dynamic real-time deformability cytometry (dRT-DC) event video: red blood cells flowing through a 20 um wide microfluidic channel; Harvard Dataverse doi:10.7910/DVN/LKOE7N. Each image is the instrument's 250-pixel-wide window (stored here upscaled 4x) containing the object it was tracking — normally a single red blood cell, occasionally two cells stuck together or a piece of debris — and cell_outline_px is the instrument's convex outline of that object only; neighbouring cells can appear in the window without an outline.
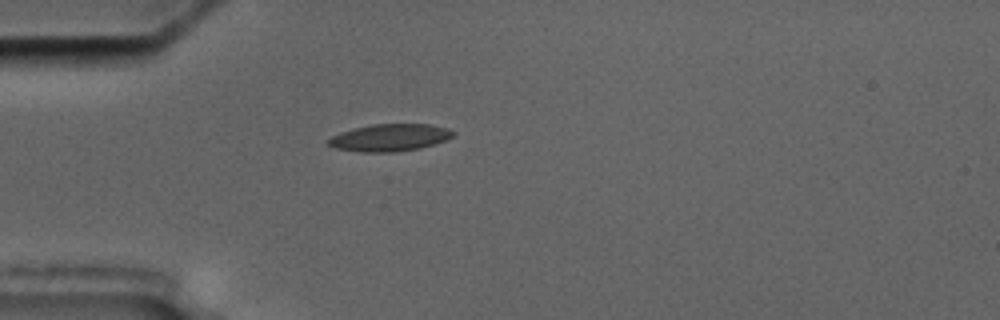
{"species": "common noctule bat (a hibernating species)", "species_latin": "Nyctalus noctula", "temperature_condition": "cold", "stored_images_in_passage": 2, "camera_frame_rate_fps": 3000, "um_per_image_px": 0.085, "animal": {"sex": "male", "body_mass_g": 17.5, "forearm_length_mm": 52.3}, "frame": {"image": 1, "passage_image": 1, "time_ms": 0.0, "image_size_px": [1000, 320], "cell_outline_px": [[456, 132], [452, 136], [444, 140], [420, 148], [396, 152], [360, 152], [336, 148], [324, 144], [324, 140], [340, 132], [352, 128], [372, 124], [428, 124], [448, 128]], "centroid_in_image_um": [33.05, 11.69], "position_along_channel_um": 52.0, "area_um2": 19.94}}